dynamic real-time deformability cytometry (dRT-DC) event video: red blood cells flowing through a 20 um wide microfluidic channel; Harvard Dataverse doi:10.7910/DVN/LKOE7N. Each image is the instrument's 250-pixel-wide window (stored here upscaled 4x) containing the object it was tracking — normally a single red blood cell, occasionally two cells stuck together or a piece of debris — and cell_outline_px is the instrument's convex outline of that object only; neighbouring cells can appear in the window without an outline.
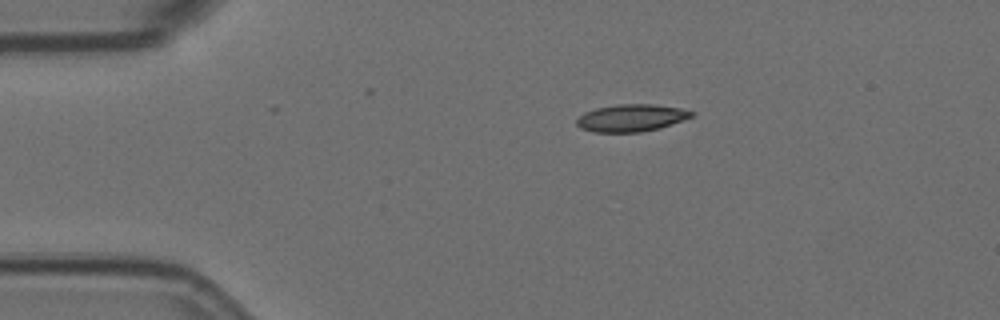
{"species": "Egyptian fruit bat (a non-hibernating species)", "species_latin": "Rousettus aegyptiacus", "temperature_condition": "room temperature", "stored_images_in_passage": 4, "camera_frame_rate_fps": 3000, "um_per_image_px": 0.085, "animal": {"sex": "female"}, "frame": {"image": 1, "passage_image": 1, "time_ms": 0.0, "image_size_px": [1000, 320], "cell_outline_px": [[696, 112], [692, 116], [660, 128], [640, 132], [592, 132], [580, 128], [576, 124], [576, 120], [584, 112], [596, 108], [616, 104], [656, 104], [680, 108]], "centroid_in_image_um": [53.63, 10.02], "position_along_channel_um": 31.4, "area_um2": 18.26}}
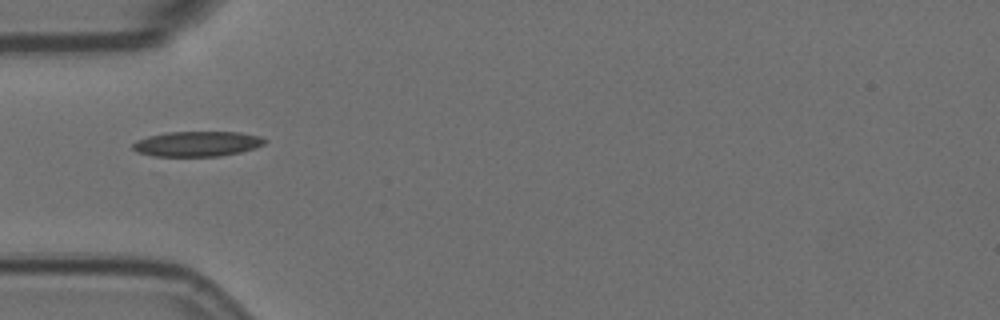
{"frame": {"image": 2, "passage_image": 3, "time_ms": 0.667, "image_size_px": [1000, 320], "cell_outline_px": [[268, 140], [264, 144], [240, 152], [216, 156], [156, 156], [136, 152], [132, 148], [132, 144], [136, 140], [148, 136], [168, 132], [240, 132], [260, 136]], "centroid_in_image_um": [16.74, 12.22], "position_along_channel_um": 68.3, "area_um2": 19.25}}
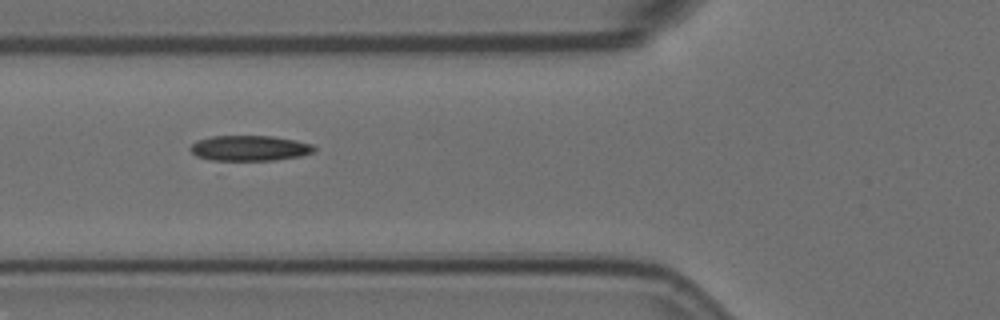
{"frame": {"image": 3, "passage_image": 4, "time_ms": 1.0, "image_size_px": [1000, 320], "cell_outline_px": [[316, 152], [300, 156], [276, 160], [212, 160], [196, 156], [188, 148], [196, 140], [212, 136], [272, 136], [296, 140], [312, 144], [316, 148]], "centroid_in_image_um": [21.23, 12.59], "position_along_channel_um": 104.6, "area_um2": 18.44}}